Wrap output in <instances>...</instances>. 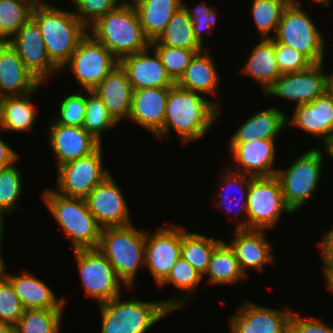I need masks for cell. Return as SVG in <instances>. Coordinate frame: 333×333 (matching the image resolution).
Wrapping results in <instances>:
<instances>
[{
    "label": "cell",
    "mask_w": 333,
    "mask_h": 333,
    "mask_svg": "<svg viewBox=\"0 0 333 333\" xmlns=\"http://www.w3.org/2000/svg\"><path fill=\"white\" fill-rule=\"evenodd\" d=\"M151 47L119 60L133 90L172 87L175 83L168 76L157 52ZM153 53V54H152Z\"/></svg>",
    "instance_id": "obj_21"
},
{
    "label": "cell",
    "mask_w": 333,
    "mask_h": 333,
    "mask_svg": "<svg viewBox=\"0 0 333 333\" xmlns=\"http://www.w3.org/2000/svg\"><path fill=\"white\" fill-rule=\"evenodd\" d=\"M311 1H313L314 3H318L319 5L321 4V5L325 6V7H328L329 5L332 4L331 0H311Z\"/></svg>",
    "instance_id": "obj_58"
},
{
    "label": "cell",
    "mask_w": 333,
    "mask_h": 333,
    "mask_svg": "<svg viewBox=\"0 0 333 333\" xmlns=\"http://www.w3.org/2000/svg\"><path fill=\"white\" fill-rule=\"evenodd\" d=\"M219 238H208L207 236L191 232L181 226V253L190 265L202 276L207 271L214 248L222 241Z\"/></svg>",
    "instance_id": "obj_36"
},
{
    "label": "cell",
    "mask_w": 333,
    "mask_h": 333,
    "mask_svg": "<svg viewBox=\"0 0 333 333\" xmlns=\"http://www.w3.org/2000/svg\"><path fill=\"white\" fill-rule=\"evenodd\" d=\"M324 154L319 148L306 150L295 161H290L286 169H277L282 192L287 206L296 213L309 200H317L316 189L320 184L322 170H324Z\"/></svg>",
    "instance_id": "obj_8"
},
{
    "label": "cell",
    "mask_w": 333,
    "mask_h": 333,
    "mask_svg": "<svg viewBox=\"0 0 333 333\" xmlns=\"http://www.w3.org/2000/svg\"><path fill=\"white\" fill-rule=\"evenodd\" d=\"M169 88L134 90L128 120L155 137L163 128Z\"/></svg>",
    "instance_id": "obj_24"
},
{
    "label": "cell",
    "mask_w": 333,
    "mask_h": 333,
    "mask_svg": "<svg viewBox=\"0 0 333 333\" xmlns=\"http://www.w3.org/2000/svg\"><path fill=\"white\" fill-rule=\"evenodd\" d=\"M48 124V140L56 158L57 168L90 155L102 145L82 126L57 124L53 119Z\"/></svg>",
    "instance_id": "obj_18"
},
{
    "label": "cell",
    "mask_w": 333,
    "mask_h": 333,
    "mask_svg": "<svg viewBox=\"0 0 333 333\" xmlns=\"http://www.w3.org/2000/svg\"><path fill=\"white\" fill-rule=\"evenodd\" d=\"M319 240V251L323 260L322 268H333V226Z\"/></svg>",
    "instance_id": "obj_49"
},
{
    "label": "cell",
    "mask_w": 333,
    "mask_h": 333,
    "mask_svg": "<svg viewBox=\"0 0 333 333\" xmlns=\"http://www.w3.org/2000/svg\"><path fill=\"white\" fill-rule=\"evenodd\" d=\"M85 90H81L79 93H69L58 106L59 114L53 120L57 124L66 126L81 127L84 122L86 113V94Z\"/></svg>",
    "instance_id": "obj_44"
},
{
    "label": "cell",
    "mask_w": 333,
    "mask_h": 333,
    "mask_svg": "<svg viewBox=\"0 0 333 333\" xmlns=\"http://www.w3.org/2000/svg\"><path fill=\"white\" fill-rule=\"evenodd\" d=\"M24 310L11 283L7 279L0 283V323L16 325Z\"/></svg>",
    "instance_id": "obj_46"
},
{
    "label": "cell",
    "mask_w": 333,
    "mask_h": 333,
    "mask_svg": "<svg viewBox=\"0 0 333 333\" xmlns=\"http://www.w3.org/2000/svg\"><path fill=\"white\" fill-rule=\"evenodd\" d=\"M119 64V60L89 33L79 42L62 67L71 71L81 89L92 91Z\"/></svg>",
    "instance_id": "obj_11"
},
{
    "label": "cell",
    "mask_w": 333,
    "mask_h": 333,
    "mask_svg": "<svg viewBox=\"0 0 333 333\" xmlns=\"http://www.w3.org/2000/svg\"><path fill=\"white\" fill-rule=\"evenodd\" d=\"M88 33L118 60L151 47L133 5H118L91 25Z\"/></svg>",
    "instance_id": "obj_3"
},
{
    "label": "cell",
    "mask_w": 333,
    "mask_h": 333,
    "mask_svg": "<svg viewBox=\"0 0 333 333\" xmlns=\"http://www.w3.org/2000/svg\"><path fill=\"white\" fill-rule=\"evenodd\" d=\"M298 0L284 8L274 40L303 54L312 64L324 63L327 41Z\"/></svg>",
    "instance_id": "obj_7"
},
{
    "label": "cell",
    "mask_w": 333,
    "mask_h": 333,
    "mask_svg": "<svg viewBox=\"0 0 333 333\" xmlns=\"http://www.w3.org/2000/svg\"><path fill=\"white\" fill-rule=\"evenodd\" d=\"M202 280L203 276L180 256L170 274L158 287L163 288L164 286H167V284H173V287L175 286L178 290L182 291V293L176 298H167L166 300H162V302L173 313L180 308H185L186 304L190 302V300H193L191 298L197 294L196 292L199 289V283Z\"/></svg>",
    "instance_id": "obj_32"
},
{
    "label": "cell",
    "mask_w": 333,
    "mask_h": 333,
    "mask_svg": "<svg viewBox=\"0 0 333 333\" xmlns=\"http://www.w3.org/2000/svg\"><path fill=\"white\" fill-rule=\"evenodd\" d=\"M98 249L113 266L124 287L131 291L139 268H145V230H138L132 224L103 228Z\"/></svg>",
    "instance_id": "obj_5"
},
{
    "label": "cell",
    "mask_w": 333,
    "mask_h": 333,
    "mask_svg": "<svg viewBox=\"0 0 333 333\" xmlns=\"http://www.w3.org/2000/svg\"><path fill=\"white\" fill-rule=\"evenodd\" d=\"M103 146L88 156L57 168L55 192L66 197L86 198L110 172L103 166Z\"/></svg>",
    "instance_id": "obj_12"
},
{
    "label": "cell",
    "mask_w": 333,
    "mask_h": 333,
    "mask_svg": "<svg viewBox=\"0 0 333 333\" xmlns=\"http://www.w3.org/2000/svg\"><path fill=\"white\" fill-rule=\"evenodd\" d=\"M41 197L73 250L98 248L102 228L90 213L85 198L66 197L50 188Z\"/></svg>",
    "instance_id": "obj_4"
},
{
    "label": "cell",
    "mask_w": 333,
    "mask_h": 333,
    "mask_svg": "<svg viewBox=\"0 0 333 333\" xmlns=\"http://www.w3.org/2000/svg\"><path fill=\"white\" fill-rule=\"evenodd\" d=\"M31 17L40 28L50 61L61 70L88 29L71 9L65 11L44 0L35 4Z\"/></svg>",
    "instance_id": "obj_2"
},
{
    "label": "cell",
    "mask_w": 333,
    "mask_h": 333,
    "mask_svg": "<svg viewBox=\"0 0 333 333\" xmlns=\"http://www.w3.org/2000/svg\"><path fill=\"white\" fill-rule=\"evenodd\" d=\"M139 0H124V1H120V0H116V2L119 4V5H135Z\"/></svg>",
    "instance_id": "obj_57"
},
{
    "label": "cell",
    "mask_w": 333,
    "mask_h": 333,
    "mask_svg": "<svg viewBox=\"0 0 333 333\" xmlns=\"http://www.w3.org/2000/svg\"><path fill=\"white\" fill-rule=\"evenodd\" d=\"M122 296L98 305L101 313L100 333H147L173 312L161 301H145Z\"/></svg>",
    "instance_id": "obj_6"
},
{
    "label": "cell",
    "mask_w": 333,
    "mask_h": 333,
    "mask_svg": "<svg viewBox=\"0 0 333 333\" xmlns=\"http://www.w3.org/2000/svg\"><path fill=\"white\" fill-rule=\"evenodd\" d=\"M73 12L80 22L88 29L99 18L114 10L119 4L116 0H71Z\"/></svg>",
    "instance_id": "obj_45"
},
{
    "label": "cell",
    "mask_w": 333,
    "mask_h": 333,
    "mask_svg": "<svg viewBox=\"0 0 333 333\" xmlns=\"http://www.w3.org/2000/svg\"><path fill=\"white\" fill-rule=\"evenodd\" d=\"M7 215L8 213H0V247H3V239H4V237L3 236H5V234H4V227H5V216L4 215ZM4 234V235H3Z\"/></svg>",
    "instance_id": "obj_54"
},
{
    "label": "cell",
    "mask_w": 333,
    "mask_h": 333,
    "mask_svg": "<svg viewBox=\"0 0 333 333\" xmlns=\"http://www.w3.org/2000/svg\"><path fill=\"white\" fill-rule=\"evenodd\" d=\"M322 273L325 279V284L330 292L333 293V268H323Z\"/></svg>",
    "instance_id": "obj_51"
},
{
    "label": "cell",
    "mask_w": 333,
    "mask_h": 333,
    "mask_svg": "<svg viewBox=\"0 0 333 333\" xmlns=\"http://www.w3.org/2000/svg\"><path fill=\"white\" fill-rule=\"evenodd\" d=\"M325 154L333 159V135L322 145Z\"/></svg>",
    "instance_id": "obj_53"
},
{
    "label": "cell",
    "mask_w": 333,
    "mask_h": 333,
    "mask_svg": "<svg viewBox=\"0 0 333 333\" xmlns=\"http://www.w3.org/2000/svg\"><path fill=\"white\" fill-rule=\"evenodd\" d=\"M209 53L205 48V51L202 50L194 56L183 76L176 83L179 87L202 95L206 93L214 97L217 95L221 75Z\"/></svg>",
    "instance_id": "obj_29"
},
{
    "label": "cell",
    "mask_w": 333,
    "mask_h": 333,
    "mask_svg": "<svg viewBox=\"0 0 333 333\" xmlns=\"http://www.w3.org/2000/svg\"><path fill=\"white\" fill-rule=\"evenodd\" d=\"M151 49L157 52L168 76L175 84L183 76L194 56L202 51L186 50L166 45H151Z\"/></svg>",
    "instance_id": "obj_42"
},
{
    "label": "cell",
    "mask_w": 333,
    "mask_h": 333,
    "mask_svg": "<svg viewBox=\"0 0 333 333\" xmlns=\"http://www.w3.org/2000/svg\"><path fill=\"white\" fill-rule=\"evenodd\" d=\"M294 310L272 309L246 301L229 318L230 333H285Z\"/></svg>",
    "instance_id": "obj_17"
},
{
    "label": "cell",
    "mask_w": 333,
    "mask_h": 333,
    "mask_svg": "<svg viewBox=\"0 0 333 333\" xmlns=\"http://www.w3.org/2000/svg\"><path fill=\"white\" fill-rule=\"evenodd\" d=\"M290 1L291 0H252L250 14L257 28L256 30L260 33L261 39L274 38L283 10Z\"/></svg>",
    "instance_id": "obj_38"
},
{
    "label": "cell",
    "mask_w": 333,
    "mask_h": 333,
    "mask_svg": "<svg viewBox=\"0 0 333 333\" xmlns=\"http://www.w3.org/2000/svg\"><path fill=\"white\" fill-rule=\"evenodd\" d=\"M117 124L98 95L86 90V113L82 127L103 145V133Z\"/></svg>",
    "instance_id": "obj_40"
},
{
    "label": "cell",
    "mask_w": 333,
    "mask_h": 333,
    "mask_svg": "<svg viewBox=\"0 0 333 333\" xmlns=\"http://www.w3.org/2000/svg\"><path fill=\"white\" fill-rule=\"evenodd\" d=\"M154 232L145 231V268L159 286L170 274L181 253V226L173 222Z\"/></svg>",
    "instance_id": "obj_13"
},
{
    "label": "cell",
    "mask_w": 333,
    "mask_h": 333,
    "mask_svg": "<svg viewBox=\"0 0 333 333\" xmlns=\"http://www.w3.org/2000/svg\"><path fill=\"white\" fill-rule=\"evenodd\" d=\"M327 323L312 316L310 318L301 316L294 311L285 333H333V326L331 327Z\"/></svg>",
    "instance_id": "obj_48"
},
{
    "label": "cell",
    "mask_w": 333,
    "mask_h": 333,
    "mask_svg": "<svg viewBox=\"0 0 333 333\" xmlns=\"http://www.w3.org/2000/svg\"><path fill=\"white\" fill-rule=\"evenodd\" d=\"M18 153L0 137V169L18 162Z\"/></svg>",
    "instance_id": "obj_50"
},
{
    "label": "cell",
    "mask_w": 333,
    "mask_h": 333,
    "mask_svg": "<svg viewBox=\"0 0 333 333\" xmlns=\"http://www.w3.org/2000/svg\"><path fill=\"white\" fill-rule=\"evenodd\" d=\"M25 67L41 82L44 83L54 73L60 70L50 61L40 28L30 17L8 41Z\"/></svg>",
    "instance_id": "obj_16"
},
{
    "label": "cell",
    "mask_w": 333,
    "mask_h": 333,
    "mask_svg": "<svg viewBox=\"0 0 333 333\" xmlns=\"http://www.w3.org/2000/svg\"><path fill=\"white\" fill-rule=\"evenodd\" d=\"M14 292L24 309H64L67 301L57 298L47 283L38 279L32 272L21 270V274H7Z\"/></svg>",
    "instance_id": "obj_26"
},
{
    "label": "cell",
    "mask_w": 333,
    "mask_h": 333,
    "mask_svg": "<svg viewBox=\"0 0 333 333\" xmlns=\"http://www.w3.org/2000/svg\"><path fill=\"white\" fill-rule=\"evenodd\" d=\"M324 64H312L303 71L281 74L264 95L293 101L294 106L312 102L328 91Z\"/></svg>",
    "instance_id": "obj_14"
},
{
    "label": "cell",
    "mask_w": 333,
    "mask_h": 333,
    "mask_svg": "<svg viewBox=\"0 0 333 333\" xmlns=\"http://www.w3.org/2000/svg\"><path fill=\"white\" fill-rule=\"evenodd\" d=\"M39 0H0V40L8 42L31 17Z\"/></svg>",
    "instance_id": "obj_37"
},
{
    "label": "cell",
    "mask_w": 333,
    "mask_h": 333,
    "mask_svg": "<svg viewBox=\"0 0 333 333\" xmlns=\"http://www.w3.org/2000/svg\"><path fill=\"white\" fill-rule=\"evenodd\" d=\"M151 45H166L186 50H205L195 38L192 22L184 7H180L172 16L166 28Z\"/></svg>",
    "instance_id": "obj_35"
},
{
    "label": "cell",
    "mask_w": 333,
    "mask_h": 333,
    "mask_svg": "<svg viewBox=\"0 0 333 333\" xmlns=\"http://www.w3.org/2000/svg\"><path fill=\"white\" fill-rule=\"evenodd\" d=\"M291 114L290 118L287 115V125L320 138L323 144L333 135V95L328 91L310 103L295 106Z\"/></svg>",
    "instance_id": "obj_22"
},
{
    "label": "cell",
    "mask_w": 333,
    "mask_h": 333,
    "mask_svg": "<svg viewBox=\"0 0 333 333\" xmlns=\"http://www.w3.org/2000/svg\"><path fill=\"white\" fill-rule=\"evenodd\" d=\"M120 188L113 175L110 174L85 198L90 213L102 229L132 224L126 197Z\"/></svg>",
    "instance_id": "obj_15"
},
{
    "label": "cell",
    "mask_w": 333,
    "mask_h": 333,
    "mask_svg": "<svg viewBox=\"0 0 333 333\" xmlns=\"http://www.w3.org/2000/svg\"><path fill=\"white\" fill-rule=\"evenodd\" d=\"M33 92L22 96L0 98V130L7 132H27L33 129L37 119V109L31 97Z\"/></svg>",
    "instance_id": "obj_31"
},
{
    "label": "cell",
    "mask_w": 333,
    "mask_h": 333,
    "mask_svg": "<svg viewBox=\"0 0 333 333\" xmlns=\"http://www.w3.org/2000/svg\"><path fill=\"white\" fill-rule=\"evenodd\" d=\"M41 85L11 45L0 40V98L36 92Z\"/></svg>",
    "instance_id": "obj_23"
},
{
    "label": "cell",
    "mask_w": 333,
    "mask_h": 333,
    "mask_svg": "<svg viewBox=\"0 0 333 333\" xmlns=\"http://www.w3.org/2000/svg\"><path fill=\"white\" fill-rule=\"evenodd\" d=\"M3 247H0V283H2L3 281H5L7 279V274L8 272H6L7 269V265L5 263V261L3 260L4 257H2L3 255Z\"/></svg>",
    "instance_id": "obj_52"
},
{
    "label": "cell",
    "mask_w": 333,
    "mask_h": 333,
    "mask_svg": "<svg viewBox=\"0 0 333 333\" xmlns=\"http://www.w3.org/2000/svg\"><path fill=\"white\" fill-rule=\"evenodd\" d=\"M266 230L235 229L233 239L229 241L233 249L239 267L244 275L249 277V270L258 273L265 271L268 264L275 263L273 257V245L266 238Z\"/></svg>",
    "instance_id": "obj_20"
},
{
    "label": "cell",
    "mask_w": 333,
    "mask_h": 333,
    "mask_svg": "<svg viewBox=\"0 0 333 333\" xmlns=\"http://www.w3.org/2000/svg\"><path fill=\"white\" fill-rule=\"evenodd\" d=\"M16 165L0 169V208L8 214L20 210L17 205L23 194V172Z\"/></svg>",
    "instance_id": "obj_41"
},
{
    "label": "cell",
    "mask_w": 333,
    "mask_h": 333,
    "mask_svg": "<svg viewBox=\"0 0 333 333\" xmlns=\"http://www.w3.org/2000/svg\"><path fill=\"white\" fill-rule=\"evenodd\" d=\"M276 140H250L247 143H229L232 170L251 177H270L277 173ZM235 166V168H232Z\"/></svg>",
    "instance_id": "obj_19"
},
{
    "label": "cell",
    "mask_w": 333,
    "mask_h": 333,
    "mask_svg": "<svg viewBox=\"0 0 333 333\" xmlns=\"http://www.w3.org/2000/svg\"><path fill=\"white\" fill-rule=\"evenodd\" d=\"M241 73L260 84L264 93L281 75L276 59V41L273 38L262 39L255 45L242 66Z\"/></svg>",
    "instance_id": "obj_30"
},
{
    "label": "cell",
    "mask_w": 333,
    "mask_h": 333,
    "mask_svg": "<svg viewBox=\"0 0 333 333\" xmlns=\"http://www.w3.org/2000/svg\"><path fill=\"white\" fill-rule=\"evenodd\" d=\"M92 91L98 95L117 123L122 119L128 121L134 90L120 64L115 66Z\"/></svg>",
    "instance_id": "obj_25"
},
{
    "label": "cell",
    "mask_w": 333,
    "mask_h": 333,
    "mask_svg": "<svg viewBox=\"0 0 333 333\" xmlns=\"http://www.w3.org/2000/svg\"><path fill=\"white\" fill-rule=\"evenodd\" d=\"M232 134L230 143H247L250 140H275L287 126V114L275 107L256 111L245 118Z\"/></svg>",
    "instance_id": "obj_27"
},
{
    "label": "cell",
    "mask_w": 333,
    "mask_h": 333,
    "mask_svg": "<svg viewBox=\"0 0 333 333\" xmlns=\"http://www.w3.org/2000/svg\"><path fill=\"white\" fill-rule=\"evenodd\" d=\"M283 213L293 214L285 202L278 177H251L247 196V229H273Z\"/></svg>",
    "instance_id": "obj_9"
},
{
    "label": "cell",
    "mask_w": 333,
    "mask_h": 333,
    "mask_svg": "<svg viewBox=\"0 0 333 333\" xmlns=\"http://www.w3.org/2000/svg\"><path fill=\"white\" fill-rule=\"evenodd\" d=\"M327 85L328 92L333 95V72L327 74Z\"/></svg>",
    "instance_id": "obj_56"
},
{
    "label": "cell",
    "mask_w": 333,
    "mask_h": 333,
    "mask_svg": "<svg viewBox=\"0 0 333 333\" xmlns=\"http://www.w3.org/2000/svg\"><path fill=\"white\" fill-rule=\"evenodd\" d=\"M224 169L226 170H224V175L220 178L221 182H219L220 185L223 186H221L222 188L220 187V190L218 191L219 193H217L216 195V197H218V201L215 200V202H217L216 206L219 209L225 208L224 213H227V216H230V221L232 220L231 215H229L230 213L232 214L233 212L235 214L232 215L233 218H238L240 215L243 214L242 217L244 219L242 218L241 220H239L238 218L236 219L237 221L235 220V222H237L238 224L233 222L234 224H236V227L234 229H247V196L251 176L234 171L229 167H226ZM234 190L238 191L237 193L240 194H238V197L235 196L236 192L233 193ZM236 197L238 199H236Z\"/></svg>",
    "instance_id": "obj_28"
},
{
    "label": "cell",
    "mask_w": 333,
    "mask_h": 333,
    "mask_svg": "<svg viewBox=\"0 0 333 333\" xmlns=\"http://www.w3.org/2000/svg\"><path fill=\"white\" fill-rule=\"evenodd\" d=\"M0 333H17L16 326L0 323Z\"/></svg>",
    "instance_id": "obj_55"
},
{
    "label": "cell",
    "mask_w": 333,
    "mask_h": 333,
    "mask_svg": "<svg viewBox=\"0 0 333 333\" xmlns=\"http://www.w3.org/2000/svg\"><path fill=\"white\" fill-rule=\"evenodd\" d=\"M0 213H6L5 211H3L1 208H0Z\"/></svg>",
    "instance_id": "obj_59"
},
{
    "label": "cell",
    "mask_w": 333,
    "mask_h": 333,
    "mask_svg": "<svg viewBox=\"0 0 333 333\" xmlns=\"http://www.w3.org/2000/svg\"><path fill=\"white\" fill-rule=\"evenodd\" d=\"M183 0H139L134 6L145 35L155 40L166 28Z\"/></svg>",
    "instance_id": "obj_33"
},
{
    "label": "cell",
    "mask_w": 333,
    "mask_h": 333,
    "mask_svg": "<svg viewBox=\"0 0 333 333\" xmlns=\"http://www.w3.org/2000/svg\"><path fill=\"white\" fill-rule=\"evenodd\" d=\"M64 309H25L17 333H60Z\"/></svg>",
    "instance_id": "obj_39"
},
{
    "label": "cell",
    "mask_w": 333,
    "mask_h": 333,
    "mask_svg": "<svg viewBox=\"0 0 333 333\" xmlns=\"http://www.w3.org/2000/svg\"><path fill=\"white\" fill-rule=\"evenodd\" d=\"M276 59L281 74L299 72L307 69L312 63L300 52L287 45L276 42Z\"/></svg>",
    "instance_id": "obj_47"
},
{
    "label": "cell",
    "mask_w": 333,
    "mask_h": 333,
    "mask_svg": "<svg viewBox=\"0 0 333 333\" xmlns=\"http://www.w3.org/2000/svg\"><path fill=\"white\" fill-rule=\"evenodd\" d=\"M208 277L209 285L238 284L247 277L241 271L238 260L228 242L222 240L213 250L209 265L204 277Z\"/></svg>",
    "instance_id": "obj_34"
},
{
    "label": "cell",
    "mask_w": 333,
    "mask_h": 333,
    "mask_svg": "<svg viewBox=\"0 0 333 333\" xmlns=\"http://www.w3.org/2000/svg\"><path fill=\"white\" fill-rule=\"evenodd\" d=\"M219 104L174 84L169 88L163 128L154 138L159 142L170 140L172 130L184 145L205 138L220 117Z\"/></svg>",
    "instance_id": "obj_1"
},
{
    "label": "cell",
    "mask_w": 333,
    "mask_h": 333,
    "mask_svg": "<svg viewBox=\"0 0 333 333\" xmlns=\"http://www.w3.org/2000/svg\"><path fill=\"white\" fill-rule=\"evenodd\" d=\"M73 252L86 297L92 301L95 299L99 305L121 295L124 283L117 277L113 266L98 248Z\"/></svg>",
    "instance_id": "obj_10"
},
{
    "label": "cell",
    "mask_w": 333,
    "mask_h": 333,
    "mask_svg": "<svg viewBox=\"0 0 333 333\" xmlns=\"http://www.w3.org/2000/svg\"><path fill=\"white\" fill-rule=\"evenodd\" d=\"M207 4L208 3L202 1L197 4V6L188 8V5L182 2V6L187 11L190 21L192 22L194 36L203 47H205L203 36L213 33L218 19L217 17H219L218 10H216L217 8Z\"/></svg>",
    "instance_id": "obj_43"
}]
</instances>
